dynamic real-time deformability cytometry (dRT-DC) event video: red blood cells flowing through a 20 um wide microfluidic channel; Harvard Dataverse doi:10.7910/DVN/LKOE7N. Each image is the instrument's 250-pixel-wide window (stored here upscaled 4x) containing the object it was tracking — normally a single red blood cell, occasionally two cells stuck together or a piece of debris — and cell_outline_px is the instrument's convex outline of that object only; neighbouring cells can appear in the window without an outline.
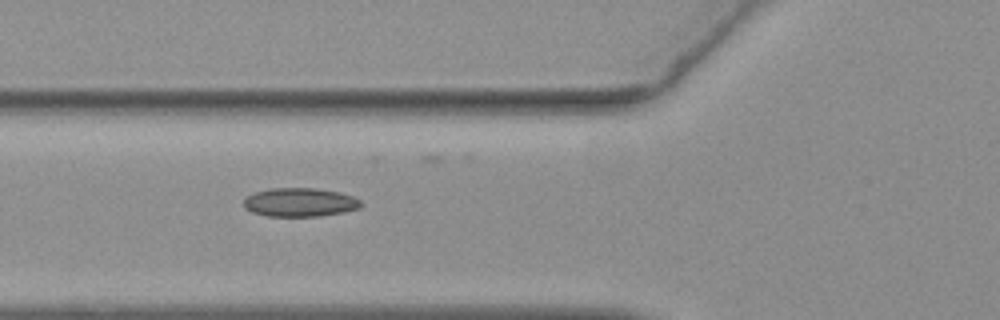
{"species": "common noctule bat (a hibernating species)", "species_latin": "Nyctalus noctula", "temperature_condition": "warm", "stored_images_in_passage": 28, "camera_frame_rate_fps": 3000, "um_per_image_px": 0.085, "animal": {"sex": "female", "body_mass_g": 19.3, "forearm_length_mm": 54.1}, "frame": {"image": 1, "passage_image": 3, "time_ms": 0.667, "image_size_px": [1000, 320], "cell_outline_px": [[360, 208], [344, 212], [320, 216], [268, 216], [252, 212], [244, 208], [244, 200], [248, 196], [256, 192], [272, 188], [316, 188], [340, 192], [352, 196], [360, 200]], "centroid_in_image_um": [25.5, 17.2], "position_along_channel_um": 100.3, "area_um2": 19.54}}
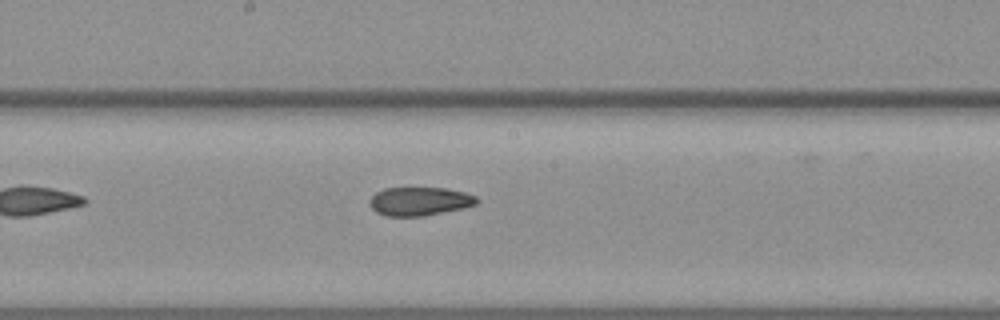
{"frame": {"image": 2, "passage_image": 12, "time_ms": 3.667, "image_size_px": [1000, 320], "cell_outline_px": [[480, 200], [476, 204], [464, 208], [424, 216], [384, 216], [376, 212], [368, 204], [368, 200], [376, 192], [384, 188], [448, 188], [464, 192], [476, 196]], "centroid_in_image_um": [35.65, 17.11], "position_along_channel_um": 212.5, "area_um2": 18.03}}
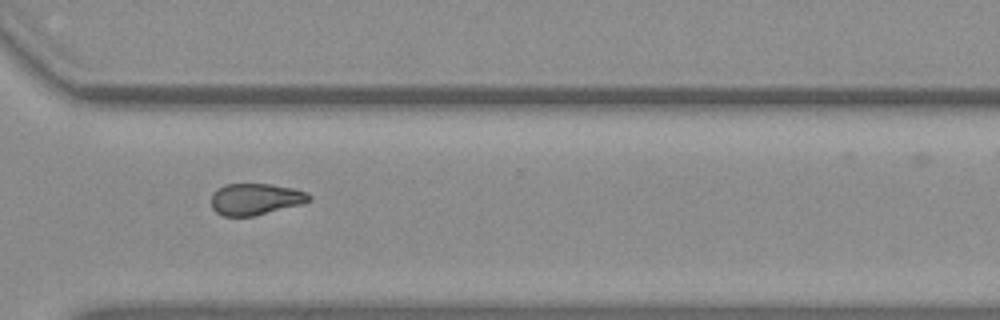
{"frame": {"image": 3, "passage_image": 23, "time_ms": 7.333, "image_size_px": [1000, 320], "cell_outline_px": [[312, 200], [300, 204], [256, 216], [224, 216], [216, 212], [212, 208], [212, 196], [224, 184], [272, 184], [292, 188], [308, 192], [312, 196]], "centroid_in_image_um": [21.75, 16.93], "position_along_channel_um": 348.8, "area_um2": 17.92}}